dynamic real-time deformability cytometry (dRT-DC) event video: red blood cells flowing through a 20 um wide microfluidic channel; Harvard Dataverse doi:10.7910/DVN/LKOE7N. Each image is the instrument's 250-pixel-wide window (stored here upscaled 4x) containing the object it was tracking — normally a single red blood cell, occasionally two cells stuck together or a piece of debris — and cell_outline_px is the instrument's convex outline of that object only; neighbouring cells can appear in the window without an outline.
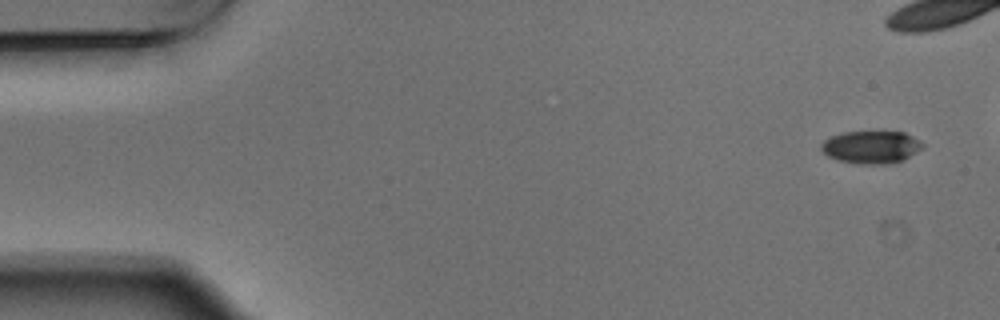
{"species": "Egyptian fruit bat (a non-hibernating species)", "species_latin": "Rousettus aegyptiacus", "temperature_condition": "warm", "stored_images_in_passage": 6, "camera_frame_rate_fps": 3000, "um_per_image_px": 0.085, "animal": {"sex": "male"}, "frame": {"image": 1, "passage_image": 1, "time_ms": 0.0, "image_size_px": [1000, 320], "cell_outline_px": [[924, 144], [920, 148], [904, 160], [884, 164], [860, 164], [836, 160], [828, 156], [820, 148], [820, 144], [824, 140], [832, 136], [844, 132], [884, 128], [904, 132], [920, 140]], "centroid_in_image_um": [74.05, 12.45], "position_along_channel_um": 11.0, "area_um2": 20.0}}